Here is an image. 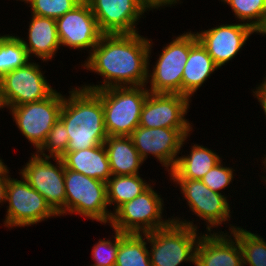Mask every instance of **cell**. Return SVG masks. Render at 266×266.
<instances>
[{
    "mask_svg": "<svg viewBox=\"0 0 266 266\" xmlns=\"http://www.w3.org/2000/svg\"><path fill=\"white\" fill-rule=\"evenodd\" d=\"M198 41L195 32H184L162 48L153 70H148L150 93L181 94L184 66L190 48Z\"/></svg>",
    "mask_w": 266,
    "mask_h": 266,
    "instance_id": "cell-7",
    "label": "cell"
},
{
    "mask_svg": "<svg viewBox=\"0 0 266 266\" xmlns=\"http://www.w3.org/2000/svg\"><path fill=\"white\" fill-rule=\"evenodd\" d=\"M68 145L69 138L66 127L59 118L47 134L43 145L35 152L43 157L61 158L66 153ZM45 152L49 153L46 154Z\"/></svg>",
    "mask_w": 266,
    "mask_h": 266,
    "instance_id": "cell-29",
    "label": "cell"
},
{
    "mask_svg": "<svg viewBox=\"0 0 266 266\" xmlns=\"http://www.w3.org/2000/svg\"><path fill=\"white\" fill-rule=\"evenodd\" d=\"M32 18L30 20L28 30V40L27 38H21V42L29 58L32 56L37 57L43 62L49 60L56 56L61 47L60 41L57 33L56 19L40 17L31 14ZM29 42H27V41Z\"/></svg>",
    "mask_w": 266,
    "mask_h": 266,
    "instance_id": "cell-19",
    "label": "cell"
},
{
    "mask_svg": "<svg viewBox=\"0 0 266 266\" xmlns=\"http://www.w3.org/2000/svg\"><path fill=\"white\" fill-rule=\"evenodd\" d=\"M112 175L140 174L144 161L130 136H108L104 142Z\"/></svg>",
    "mask_w": 266,
    "mask_h": 266,
    "instance_id": "cell-22",
    "label": "cell"
},
{
    "mask_svg": "<svg viewBox=\"0 0 266 266\" xmlns=\"http://www.w3.org/2000/svg\"><path fill=\"white\" fill-rule=\"evenodd\" d=\"M3 108H5V105L3 103L2 95H1V91H0V110H2Z\"/></svg>",
    "mask_w": 266,
    "mask_h": 266,
    "instance_id": "cell-38",
    "label": "cell"
},
{
    "mask_svg": "<svg viewBox=\"0 0 266 266\" xmlns=\"http://www.w3.org/2000/svg\"><path fill=\"white\" fill-rule=\"evenodd\" d=\"M191 99L182 94L150 93L143 105L139 126L145 128H192L186 119ZM192 124V125H191Z\"/></svg>",
    "mask_w": 266,
    "mask_h": 266,
    "instance_id": "cell-16",
    "label": "cell"
},
{
    "mask_svg": "<svg viewBox=\"0 0 266 266\" xmlns=\"http://www.w3.org/2000/svg\"><path fill=\"white\" fill-rule=\"evenodd\" d=\"M61 159L66 169L88 177L107 182L112 176L104 144L89 149L66 151Z\"/></svg>",
    "mask_w": 266,
    "mask_h": 266,
    "instance_id": "cell-20",
    "label": "cell"
},
{
    "mask_svg": "<svg viewBox=\"0 0 266 266\" xmlns=\"http://www.w3.org/2000/svg\"><path fill=\"white\" fill-rule=\"evenodd\" d=\"M94 92L102 100L107 135L130 136L139 126L141 111L149 94L147 85L109 87Z\"/></svg>",
    "mask_w": 266,
    "mask_h": 266,
    "instance_id": "cell-4",
    "label": "cell"
},
{
    "mask_svg": "<svg viewBox=\"0 0 266 266\" xmlns=\"http://www.w3.org/2000/svg\"><path fill=\"white\" fill-rule=\"evenodd\" d=\"M193 128H145L138 126L130 135L143 161L152 155L170 173L178 160L181 148Z\"/></svg>",
    "mask_w": 266,
    "mask_h": 266,
    "instance_id": "cell-11",
    "label": "cell"
},
{
    "mask_svg": "<svg viewBox=\"0 0 266 266\" xmlns=\"http://www.w3.org/2000/svg\"><path fill=\"white\" fill-rule=\"evenodd\" d=\"M64 95L59 118L69 138L67 151L89 149L104 144L108 138L104 125L102 100L92 90L71 88Z\"/></svg>",
    "mask_w": 266,
    "mask_h": 266,
    "instance_id": "cell-2",
    "label": "cell"
},
{
    "mask_svg": "<svg viewBox=\"0 0 266 266\" xmlns=\"http://www.w3.org/2000/svg\"><path fill=\"white\" fill-rule=\"evenodd\" d=\"M230 6L236 20L256 30L266 16V0H220Z\"/></svg>",
    "mask_w": 266,
    "mask_h": 266,
    "instance_id": "cell-28",
    "label": "cell"
},
{
    "mask_svg": "<svg viewBox=\"0 0 266 266\" xmlns=\"http://www.w3.org/2000/svg\"><path fill=\"white\" fill-rule=\"evenodd\" d=\"M195 34L216 66L221 68L235 58L250 36L256 33L251 26L240 22L218 25Z\"/></svg>",
    "mask_w": 266,
    "mask_h": 266,
    "instance_id": "cell-17",
    "label": "cell"
},
{
    "mask_svg": "<svg viewBox=\"0 0 266 266\" xmlns=\"http://www.w3.org/2000/svg\"><path fill=\"white\" fill-rule=\"evenodd\" d=\"M147 242L148 233L119 232V249L115 266H152Z\"/></svg>",
    "mask_w": 266,
    "mask_h": 266,
    "instance_id": "cell-25",
    "label": "cell"
},
{
    "mask_svg": "<svg viewBox=\"0 0 266 266\" xmlns=\"http://www.w3.org/2000/svg\"><path fill=\"white\" fill-rule=\"evenodd\" d=\"M151 185L141 195L122 204L112 214L110 223L121 233L145 234L169 225L173 218L163 219L164 200Z\"/></svg>",
    "mask_w": 266,
    "mask_h": 266,
    "instance_id": "cell-6",
    "label": "cell"
},
{
    "mask_svg": "<svg viewBox=\"0 0 266 266\" xmlns=\"http://www.w3.org/2000/svg\"><path fill=\"white\" fill-rule=\"evenodd\" d=\"M219 69L206 49L197 41L189 50L188 60L184 66L181 94L191 97Z\"/></svg>",
    "mask_w": 266,
    "mask_h": 266,
    "instance_id": "cell-21",
    "label": "cell"
},
{
    "mask_svg": "<svg viewBox=\"0 0 266 266\" xmlns=\"http://www.w3.org/2000/svg\"><path fill=\"white\" fill-rule=\"evenodd\" d=\"M195 266H243L238 240L227 231L203 233L196 246Z\"/></svg>",
    "mask_w": 266,
    "mask_h": 266,
    "instance_id": "cell-18",
    "label": "cell"
},
{
    "mask_svg": "<svg viewBox=\"0 0 266 266\" xmlns=\"http://www.w3.org/2000/svg\"><path fill=\"white\" fill-rule=\"evenodd\" d=\"M21 180L8 178L6 201L7 211L4 226L7 228L25 227L38 224L48 218L59 216L46 199L21 175Z\"/></svg>",
    "mask_w": 266,
    "mask_h": 266,
    "instance_id": "cell-8",
    "label": "cell"
},
{
    "mask_svg": "<svg viewBox=\"0 0 266 266\" xmlns=\"http://www.w3.org/2000/svg\"><path fill=\"white\" fill-rule=\"evenodd\" d=\"M9 168L0 158V204L3 205L6 201L7 183L9 175ZM1 207V206H0Z\"/></svg>",
    "mask_w": 266,
    "mask_h": 266,
    "instance_id": "cell-33",
    "label": "cell"
},
{
    "mask_svg": "<svg viewBox=\"0 0 266 266\" xmlns=\"http://www.w3.org/2000/svg\"><path fill=\"white\" fill-rule=\"evenodd\" d=\"M56 25L61 46L80 51L87 50L89 54L103 35L86 0L57 18Z\"/></svg>",
    "mask_w": 266,
    "mask_h": 266,
    "instance_id": "cell-14",
    "label": "cell"
},
{
    "mask_svg": "<svg viewBox=\"0 0 266 266\" xmlns=\"http://www.w3.org/2000/svg\"><path fill=\"white\" fill-rule=\"evenodd\" d=\"M66 214H78L100 224L110 223L107 183L65 168Z\"/></svg>",
    "mask_w": 266,
    "mask_h": 266,
    "instance_id": "cell-5",
    "label": "cell"
},
{
    "mask_svg": "<svg viewBox=\"0 0 266 266\" xmlns=\"http://www.w3.org/2000/svg\"><path fill=\"white\" fill-rule=\"evenodd\" d=\"M171 217L173 221L166 227L148 232L151 265L180 266L181 263L190 262L195 266L196 246L202 231L199 234V228L194 225V220L187 221L181 217H174V214Z\"/></svg>",
    "mask_w": 266,
    "mask_h": 266,
    "instance_id": "cell-3",
    "label": "cell"
},
{
    "mask_svg": "<svg viewBox=\"0 0 266 266\" xmlns=\"http://www.w3.org/2000/svg\"><path fill=\"white\" fill-rule=\"evenodd\" d=\"M40 66L29 61L25 66L8 72L0 79L5 108L44 100L55 91Z\"/></svg>",
    "mask_w": 266,
    "mask_h": 266,
    "instance_id": "cell-12",
    "label": "cell"
},
{
    "mask_svg": "<svg viewBox=\"0 0 266 266\" xmlns=\"http://www.w3.org/2000/svg\"><path fill=\"white\" fill-rule=\"evenodd\" d=\"M153 12L154 9H162V7L175 6L177 3H182L180 0H142Z\"/></svg>",
    "mask_w": 266,
    "mask_h": 266,
    "instance_id": "cell-35",
    "label": "cell"
},
{
    "mask_svg": "<svg viewBox=\"0 0 266 266\" xmlns=\"http://www.w3.org/2000/svg\"><path fill=\"white\" fill-rule=\"evenodd\" d=\"M107 183V202L114 205L115 212L122 204L141 195L152 184L146 182L139 174L112 175Z\"/></svg>",
    "mask_w": 266,
    "mask_h": 266,
    "instance_id": "cell-24",
    "label": "cell"
},
{
    "mask_svg": "<svg viewBox=\"0 0 266 266\" xmlns=\"http://www.w3.org/2000/svg\"><path fill=\"white\" fill-rule=\"evenodd\" d=\"M231 232L238 240L243 266H266V241L258 233H252L241 226L229 224Z\"/></svg>",
    "mask_w": 266,
    "mask_h": 266,
    "instance_id": "cell-26",
    "label": "cell"
},
{
    "mask_svg": "<svg viewBox=\"0 0 266 266\" xmlns=\"http://www.w3.org/2000/svg\"><path fill=\"white\" fill-rule=\"evenodd\" d=\"M190 149L189 154L178 157L174 169L169 173L170 178L200 180L222 159L216 152L202 145L194 144Z\"/></svg>",
    "mask_w": 266,
    "mask_h": 266,
    "instance_id": "cell-23",
    "label": "cell"
},
{
    "mask_svg": "<svg viewBox=\"0 0 266 266\" xmlns=\"http://www.w3.org/2000/svg\"><path fill=\"white\" fill-rule=\"evenodd\" d=\"M179 186V189L187 201L192 215H197L206 225L207 233L216 232L215 229L228 223L231 216V207L228 196L212 191L201 180L187 178H169Z\"/></svg>",
    "mask_w": 266,
    "mask_h": 266,
    "instance_id": "cell-13",
    "label": "cell"
},
{
    "mask_svg": "<svg viewBox=\"0 0 266 266\" xmlns=\"http://www.w3.org/2000/svg\"><path fill=\"white\" fill-rule=\"evenodd\" d=\"M64 95L55 91L46 99L8 108L22 135L37 151L59 119Z\"/></svg>",
    "mask_w": 266,
    "mask_h": 266,
    "instance_id": "cell-10",
    "label": "cell"
},
{
    "mask_svg": "<svg viewBox=\"0 0 266 266\" xmlns=\"http://www.w3.org/2000/svg\"><path fill=\"white\" fill-rule=\"evenodd\" d=\"M34 153V154H33ZM31 153L29 161L19 170L29 185L38 191L60 216L66 215L65 166L61 158L43 157Z\"/></svg>",
    "mask_w": 266,
    "mask_h": 266,
    "instance_id": "cell-9",
    "label": "cell"
},
{
    "mask_svg": "<svg viewBox=\"0 0 266 266\" xmlns=\"http://www.w3.org/2000/svg\"><path fill=\"white\" fill-rule=\"evenodd\" d=\"M30 59L19 36L0 34V79L8 72L25 66Z\"/></svg>",
    "mask_w": 266,
    "mask_h": 266,
    "instance_id": "cell-27",
    "label": "cell"
},
{
    "mask_svg": "<svg viewBox=\"0 0 266 266\" xmlns=\"http://www.w3.org/2000/svg\"><path fill=\"white\" fill-rule=\"evenodd\" d=\"M113 231L112 241L104 237L93 245L91 255L94 263L90 266H115L119 249V231Z\"/></svg>",
    "mask_w": 266,
    "mask_h": 266,
    "instance_id": "cell-31",
    "label": "cell"
},
{
    "mask_svg": "<svg viewBox=\"0 0 266 266\" xmlns=\"http://www.w3.org/2000/svg\"><path fill=\"white\" fill-rule=\"evenodd\" d=\"M264 159L262 160L263 162V164H262V166L264 165V168H263V170L265 169V171H266V154L264 155ZM263 179H264V181H265V183H266V176H261Z\"/></svg>",
    "mask_w": 266,
    "mask_h": 266,
    "instance_id": "cell-37",
    "label": "cell"
},
{
    "mask_svg": "<svg viewBox=\"0 0 266 266\" xmlns=\"http://www.w3.org/2000/svg\"><path fill=\"white\" fill-rule=\"evenodd\" d=\"M224 165V166H223ZM234 169L227 167L222 163V160L212 167L200 180L212 191L223 194L225 190L234 181Z\"/></svg>",
    "mask_w": 266,
    "mask_h": 266,
    "instance_id": "cell-32",
    "label": "cell"
},
{
    "mask_svg": "<svg viewBox=\"0 0 266 266\" xmlns=\"http://www.w3.org/2000/svg\"><path fill=\"white\" fill-rule=\"evenodd\" d=\"M83 0H25L29 4L31 14L57 19L73 10Z\"/></svg>",
    "mask_w": 266,
    "mask_h": 266,
    "instance_id": "cell-30",
    "label": "cell"
},
{
    "mask_svg": "<svg viewBox=\"0 0 266 266\" xmlns=\"http://www.w3.org/2000/svg\"><path fill=\"white\" fill-rule=\"evenodd\" d=\"M152 39L139 33L103 34L81 67L103 77L102 84L80 87L97 91L109 87L146 86Z\"/></svg>",
    "mask_w": 266,
    "mask_h": 266,
    "instance_id": "cell-1",
    "label": "cell"
},
{
    "mask_svg": "<svg viewBox=\"0 0 266 266\" xmlns=\"http://www.w3.org/2000/svg\"><path fill=\"white\" fill-rule=\"evenodd\" d=\"M256 34H261L262 36L266 35V16L264 17V20L262 24L255 30Z\"/></svg>",
    "mask_w": 266,
    "mask_h": 266,
    "instance_id": "cell-36",
    "label": "cell"
},
{
    "mask_svg": "<svg viewBox=\"0 0 266 266\" xmlns=\"http://www.w3.org/2000/svg\"><path fill=\"white\" fill-rule=\"evenodd\" d=\"M103 34L138 33V21L151 9L142 0H86Z\"/></svg>",
    "mask_w": 266,
    "mask_h": 266,
    "instance_id": "cell-15",
    "label": "cell"
},
{
    "mask_svg": "<svg viewBox=\"0 0 266 266\" xmlns=\"http://www.w3.org/2000/svg\"><path fill=\"white\" fill-rule=\"evenodd\" d=\"M259 84L260 85H258V87L256 85V88L254 89L255 91L252 90V94L253 97L256 98L260 103L259 105H261L266 119V76L264 77V80H262V82Z\"/></svg>",
    "mask_w": 266,
    "mask_h": 266,
    "instance_id": "cell-34",
    "label": "cell"
}]
</instances>
